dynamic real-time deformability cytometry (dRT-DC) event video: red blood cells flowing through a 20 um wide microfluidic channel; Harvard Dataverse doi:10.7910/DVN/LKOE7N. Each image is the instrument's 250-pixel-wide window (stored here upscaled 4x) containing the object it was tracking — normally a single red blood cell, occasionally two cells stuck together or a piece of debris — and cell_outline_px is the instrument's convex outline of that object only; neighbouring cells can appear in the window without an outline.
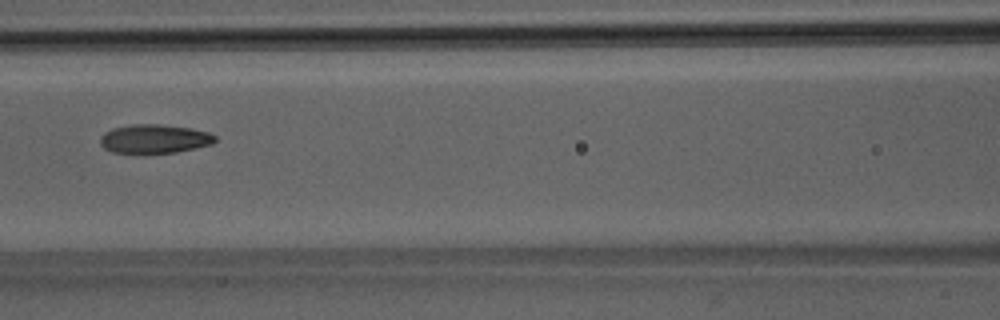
{"species": "Egyptian fruit bat (a non-hibernating species)", "species_latin": "Rousettus aegyptiacus", "temperature_condition": "room temperature", "stored_images_in_passage": 6, "camera_frame_rate_fps": 3000, "um_per_image_px": 0.085, "animal": {"sex": "male"}, "frame": {"image": 1, "passage_image": 6, "time_ms": 6.0, "image_size_px": [1000, 320], "cell_outline_px": [[216, 140], [212, 144], [176, 152], [144, 156], [112, 152], [104, 148], [100, 144], [100, 136], [104, 132], [112, 128], [132, 124], [160, 124], [192, 128], [208, 132], [216, 136]], "centroid_in_image_um": [13.08, 11.84], "position_along_channel_um": 153.5, "area_um2": 20.11}}